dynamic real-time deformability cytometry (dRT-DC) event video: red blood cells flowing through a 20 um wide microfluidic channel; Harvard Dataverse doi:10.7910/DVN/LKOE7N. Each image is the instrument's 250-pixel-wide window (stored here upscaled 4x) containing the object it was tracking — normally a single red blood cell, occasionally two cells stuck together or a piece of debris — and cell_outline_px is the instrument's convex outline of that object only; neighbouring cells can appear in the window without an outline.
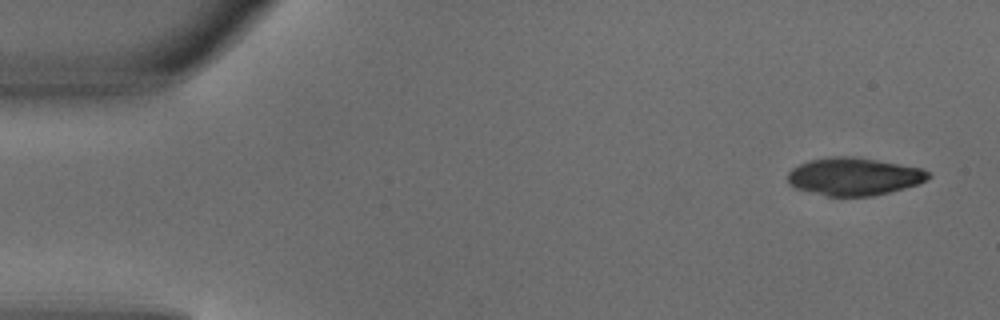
{"species": "common noctule bat (a hibernating species)", "species_latin": "Nyctalus noctula", "temperature_condition": "warm", "stored_images_in_passage": 5, "camera_frame_rate_fps": 3000, "um_per_image_px": 0.085, "animal": {"sex": "male", "body_mass_g": 18.8}, "frame": {"image": 1, "passage_image": 1, "time_ms": 0.0, "image_size_px": [1000, 320], "cell_outline_px": [[932, 176], [928, 180], [904, 188], [872, 196], [828, 196], [796, 188], [788, 180], [788, 172], [792, 168], [800, 164], [812, 160], [828, 156], [856, 156], [924, 168], [932, 172]], "centroid_in_image_um": [72.65, 14.98], "position_along_channel_um": 12.3, "area_um2": 30.98}}